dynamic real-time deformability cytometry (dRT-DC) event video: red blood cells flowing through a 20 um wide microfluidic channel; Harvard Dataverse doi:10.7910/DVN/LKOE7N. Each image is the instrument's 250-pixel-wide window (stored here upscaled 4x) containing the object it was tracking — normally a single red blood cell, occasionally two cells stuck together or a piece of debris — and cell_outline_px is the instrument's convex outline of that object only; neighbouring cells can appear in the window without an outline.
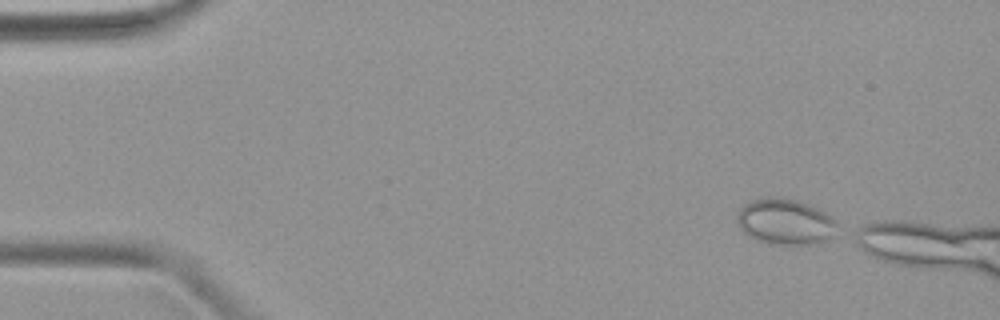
{"species": "common noctule bat (a hibernating species)", "species_latin": "Nyctalus noctula", "temperature_condition": "warm", "stored_images_in_passage": 6, "camera_frame_rate_fps": 3000, "um_per_image_px": 0.085, "animal": {"sex": "female", "body_mass_g": 19.9}, "frame": {"image": 1, "passage_image": 1, "time_ms": 0.0, "image_size_px": [1000, 320], "cell_outline_px": [[836, 224], [832, 236], [828, 240], [816, 244], [772, 244], [756, 240], [748, 236], [740, 228], [736, 220], [736, 216], [740, 208], [744, 204], [752, 200], [768, 196], [780, 196], [796, 200], [808, 204], [824, 212], [836, 220]], "centroid_in_image_um": [66.7, 18.84], "position_along_channel_um": 18.3, "area_um2": 26.88}}